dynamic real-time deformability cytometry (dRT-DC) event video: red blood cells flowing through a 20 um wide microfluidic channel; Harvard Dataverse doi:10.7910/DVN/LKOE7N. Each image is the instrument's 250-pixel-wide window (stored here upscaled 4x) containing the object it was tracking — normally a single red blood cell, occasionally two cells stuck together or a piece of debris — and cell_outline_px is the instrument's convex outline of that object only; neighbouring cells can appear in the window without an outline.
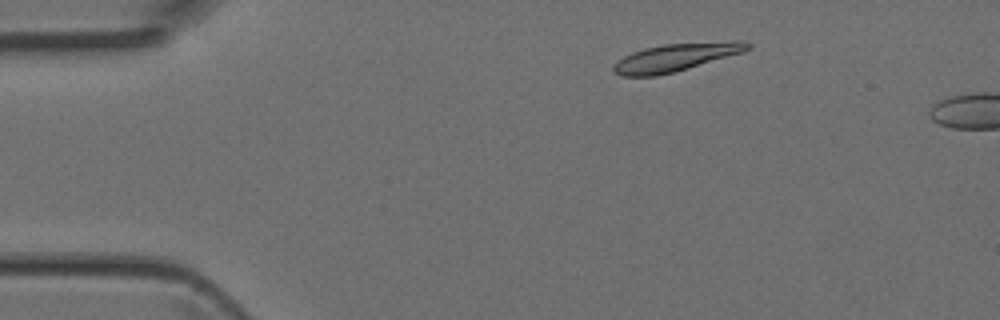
{"species": "Egyptian fruit bat (a non-hibernating species)", "species_latin": "Rousettus aegyptiacus", "temperature_condition": "room temperature", "stored_images_in_passage": 8, "camera_frame_rate_fps": 3000, "um_per_image_px": 0.085, "animal": {"sex": "female"}, "frame": {"image": 1, "passage_image": 5, "time_ms": 1.333, "image_size_px": [1000, 320], "cell_outline_px": [[752, 48], [744, 52], [676, 72], [656, 76], [620, 76], [612, 72], [612, 64], [624, 56], [632, 52], [644, 48], [664, 44], [732, 40], [740, 40], [752, 44]], "centroid_in_image_um": [57.46, 4.87], "position_along_channel_um": 27.5, "area_um2": 22.2}}